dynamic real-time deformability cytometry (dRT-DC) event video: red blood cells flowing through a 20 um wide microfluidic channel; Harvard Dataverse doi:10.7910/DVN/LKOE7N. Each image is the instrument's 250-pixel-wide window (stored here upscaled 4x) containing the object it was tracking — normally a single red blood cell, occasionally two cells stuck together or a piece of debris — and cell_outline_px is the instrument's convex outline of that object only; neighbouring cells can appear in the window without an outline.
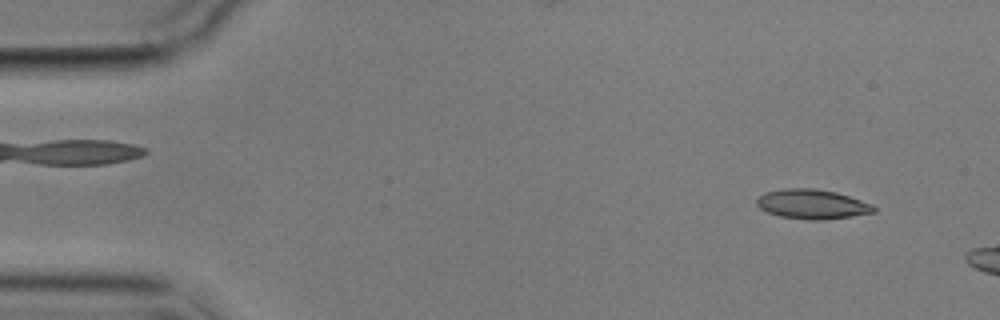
{"species": "common noctule bat (a hibernating species)", "species_latin": "Nyctalus noctula", "temperature_condition": "cold", "stored_images_in_passage": 4, "camera_frame_rate_fps": 3000, "um_per_image_px": 0.085, "animal": {"sex": "male", "body_mass_g": 17.9}, "frame": {"image": 1, "passage_image": 1, "time_ms": 0.0, "image_size_px": [1000, 320], "cell_outline_px": [[876, 212], [852, 216], [824, 220], [808, 220], [780, 216], [768, 212], [760, 208], [756, 204], [756, 200], [764, 192], [784, 188], [816, 188], [836, 192], [872, 204], [876, 208]], "centroid_in_image_um": [69.03, 17.35], "position_along_channel_um": 16.0, "area_um2": 20.23}}